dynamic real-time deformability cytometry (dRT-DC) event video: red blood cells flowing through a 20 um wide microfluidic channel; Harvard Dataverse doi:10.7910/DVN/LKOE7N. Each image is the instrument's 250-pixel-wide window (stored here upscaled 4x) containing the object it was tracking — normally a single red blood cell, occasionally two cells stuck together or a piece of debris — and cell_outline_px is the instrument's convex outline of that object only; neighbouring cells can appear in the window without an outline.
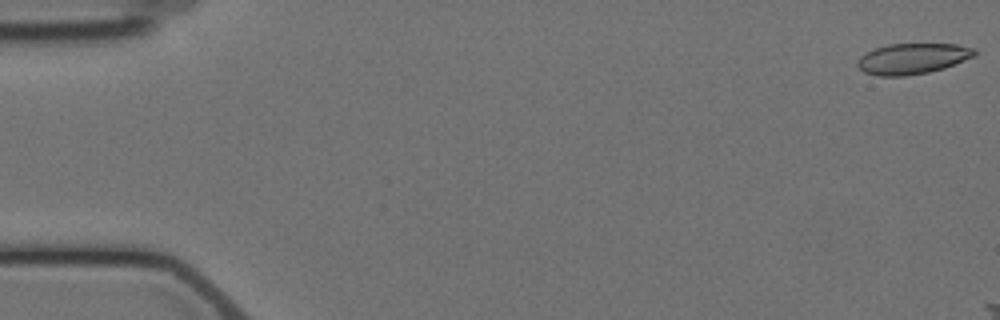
{"species": "Egyptian fruit bat (a non-hibernating species)", "species_latin": "Rousettus aegyptiacus", "temperature_condition": "cold", "stored_images_in_passage": 9, "camera_frame_rate_fps": 3000, "um_per_image_px": 0.085, "animal": {"sex": "female"}, "frame": {"image": 1, "passage_image": 1, "time_ms": 0.0, "image_size_px": [1000, 320], "cell_outline_px": [[976, 56], [944, 68], [928, 72], [904, 76], [880, 76], [864, 72], [856, 64], [856, 60], [860, 56], [876, 48], [888, 44], [956, 44], [976, 48]], "centroid_in_image_um": [77.58, 4.98], "position_along_channel_um": 7.4, "area_um2": 20.98}}
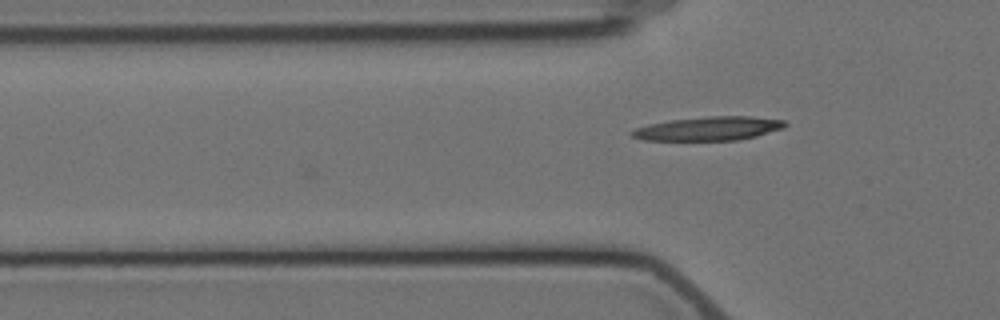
{"frame": {"image": 2, "passage_image": 9, "time_ms": 10.0, "image_size_px": [1000, 320], "cell_outline_px": [[788, 124], [784, 128], [756, 136], [736, 140], [640, 140], [632, 136], [628, 132], [636, 128], [648, 124], [668, 120], [708, 116], [752, 116], [784, 120]], "centroid_in_image_um": [60.22, 10.92], "position_along_channel_um": 65.6, "area_um2": 21.39}}